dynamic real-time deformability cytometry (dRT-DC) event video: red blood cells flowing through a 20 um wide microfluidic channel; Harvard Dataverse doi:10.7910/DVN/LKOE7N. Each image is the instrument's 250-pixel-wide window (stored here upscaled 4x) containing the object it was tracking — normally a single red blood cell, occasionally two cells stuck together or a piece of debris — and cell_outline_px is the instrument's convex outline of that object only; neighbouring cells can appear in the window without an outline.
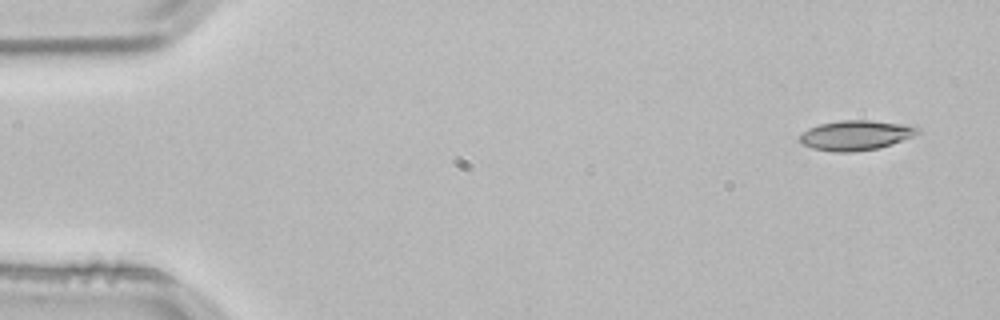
{"species": "common noctule bat (a hibernating species)", "species_latin": "Nyctalus noctula", "temperature_condition": "room temperature", "stored_images_in_passage": 3, "camera_frame_rate_fps": 3000, "um_per_image_px": 0.085, "animal": {"sex": "male", "body_mass_g": 21.5, "forearm_length_mm": 52.0}, "frame": {"image": 1, "passage_image": 1, "time_ms": 0.0, "image_size_px": [1000, 320], "cell_outline_px": [[920, 132], [912, 136], [892, 144], [876, 148], [852, 152], [836, 152], [812, 148], [800, 144], [800, 136], [808, 128], [820, 124], [840, 120], [868, 120], [904, 124], [920, 128]], "centroid_in_image_um": [72.72, 11.49], "position_along_channel_um": 12.3, "area_um2": 20.35}}
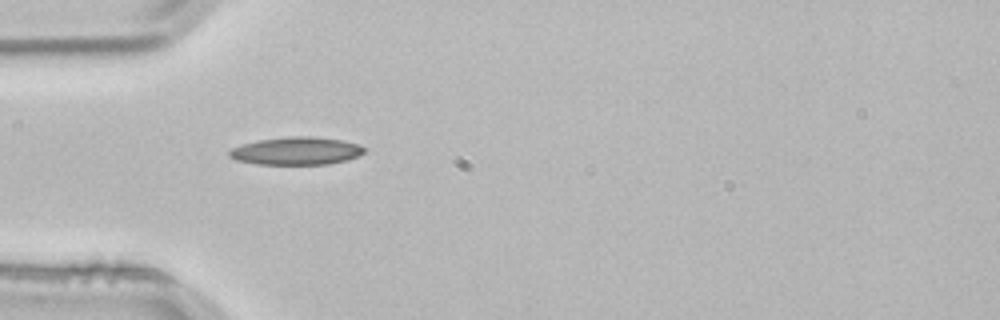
{"frame": {"image": 2, "passage_image": 3, "time_ms": 0.667, "image_size_px": [1000, 320], "cell_outline_px": [[368, 148], [364, 152], [348, 160], [328, 164], [256, 164], [236, 160], [228, 156], [228, 152], [232, 148], [244, 144], [260, 140], [292, 136], [316, 136], [340, 140], [360, 144]], "centroid_in_image_um": [25.23, 12.83], "position_along_channel_um": 59.8, "area_um2": 21.85}}